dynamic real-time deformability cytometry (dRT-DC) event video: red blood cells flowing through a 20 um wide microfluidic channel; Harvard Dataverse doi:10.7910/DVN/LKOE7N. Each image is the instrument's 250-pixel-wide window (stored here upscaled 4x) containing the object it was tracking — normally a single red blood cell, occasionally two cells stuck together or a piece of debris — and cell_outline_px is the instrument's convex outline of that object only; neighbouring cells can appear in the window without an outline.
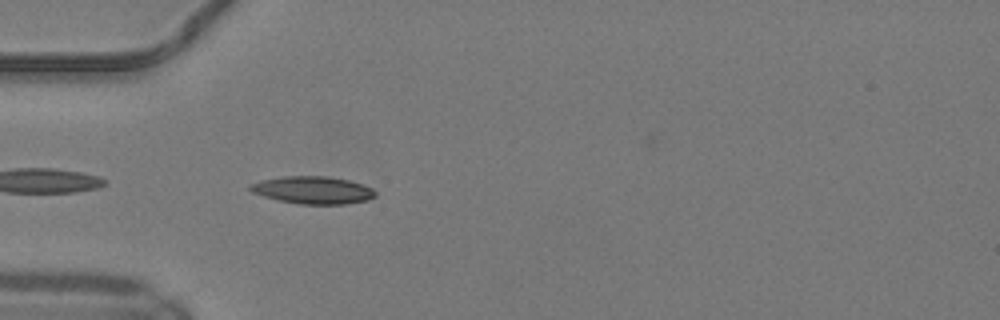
{"species": "common noctule bat (a hibernating species)", "species_latin": "Nyctalus noctula", "temperature_condition": "warm", "stored_images_in_passage": 35, "camera_frame_rate_fps": 3000, "um_per_image_px": 0.085, "animal": {"sex": "male", "body_mass_g": 19.2, "forearm_length_mm": 51.8}, "frame": {"image": 1, "passage_image": 2, "time_ms": 0.333, "image_size_px": [1000, 320], "cell_outline_px": [[376, 196], [368, 200], [344, 204], [300, 204], [280, 200], [264, 196], [252, 192], [248, 188], [248, 184], [260, 180], [280, 176], [328, 176], [348, 180], [372, 188], [376, 192]], "centroid_in_image_um": [26.57, 16.15], "position_along_channel_um": 58.4, "area_um2": 20.06}}
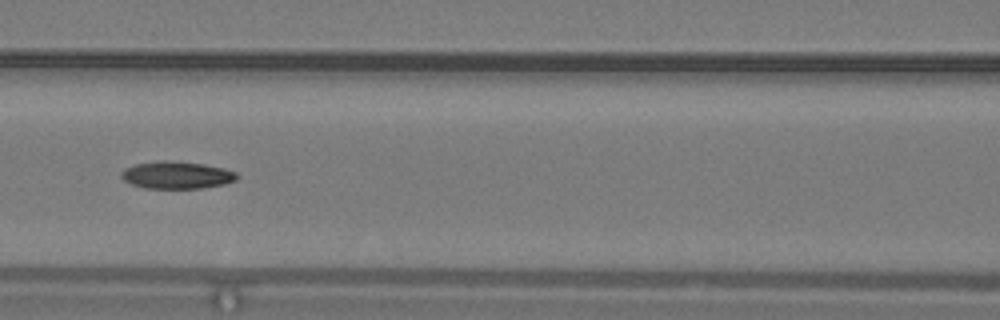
{"frame": {"image": 2, "passage_image": 9, "time_ms": 2.667, "image_size_px": [1000, 320], "cell_outline_px": [[240, 176], [236, 180], [224, 184], [200, 188], [144, 188], [132, 184], [124, 180], [120, 176], [120, 172], [124, 168], [136, 164], [160, 160], [164, 160], [204, 164], [224, 168], [236, 172]], "centroid_in_image_um": [15.02, 14.88], "position_along_channel_um": 151.6, "area_um2": 18.44}}
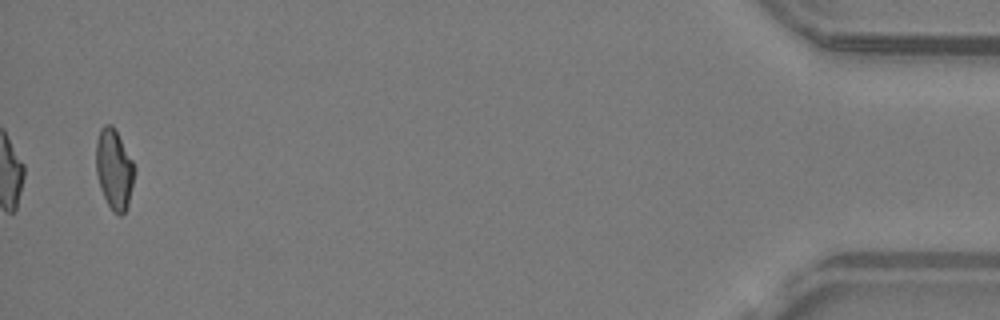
{"frame": {"image": 3, "passage_image": 35, "time_ms": 11.333, "image_size_px": [1000, 320], "cell_outline_px": [[136, 168], [128, 204], [124, 212], [120, 216], [112, 212], [100, 188], [96, 172], [96, 140], [100, 128], [104, 124], [112, 124], [132, 160]], "centroid_in_image_um": [9.69, 14.38], "position_along_channel_um": 425.5, "area_um2": 17.92}, "authors_computed_cell_mechanics": {"area_um2": 18.207, "velocity_mm_per_s": 4.1779, "shape_relaxation_time_tau1_ms": 7.5627, "shape_relaxation_time_tau2_ms": 6.967, "deformation_change_tau1": 0.2089, "deformation_change_tau2": 0.145}}